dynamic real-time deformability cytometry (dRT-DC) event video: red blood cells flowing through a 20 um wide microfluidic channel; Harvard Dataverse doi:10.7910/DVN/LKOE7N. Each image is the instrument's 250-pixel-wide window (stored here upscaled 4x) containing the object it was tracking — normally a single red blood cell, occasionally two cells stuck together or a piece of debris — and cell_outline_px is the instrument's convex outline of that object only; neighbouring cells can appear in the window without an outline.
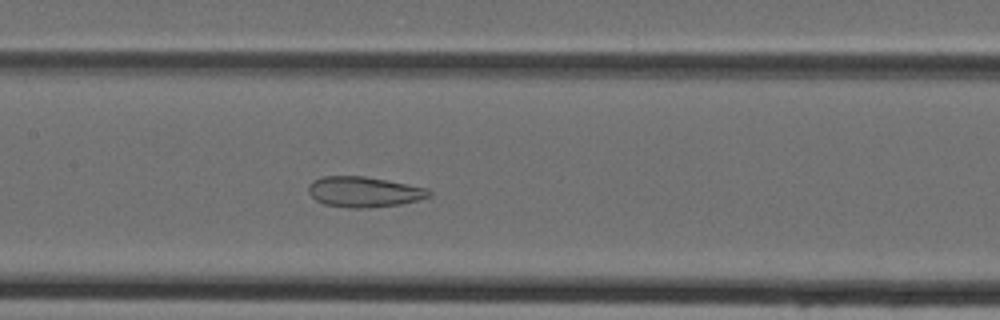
{"species": "Egyptian fruit bat (a non-hibernating species)", "species_latin": "Rousettus aegyptiacus", "temperature_condition": "cold", "stored_images_in_passage": 46, "camera_frame_rate_fps": 3000, "um_per_image_px": 0.085, "animal": {"sex": "female"}, "frame": {"image": 1, "passage_image": 22, "time_ms": 7.0, "image_size_px": [1000, 320], "cell_outline_px": [[432, 196], [420, 200], [400, 204], [368, 208], [352, 208], [324, 204], [316, 200], [308, 192], [308, 188], [312, 180], [324, 176], [364, 176], [428, 188], [432, 192]], "centroid_in_image_um": [30.96, 16.31], "position_along_channel_um": 176.4, "area_um2": 21.44}}
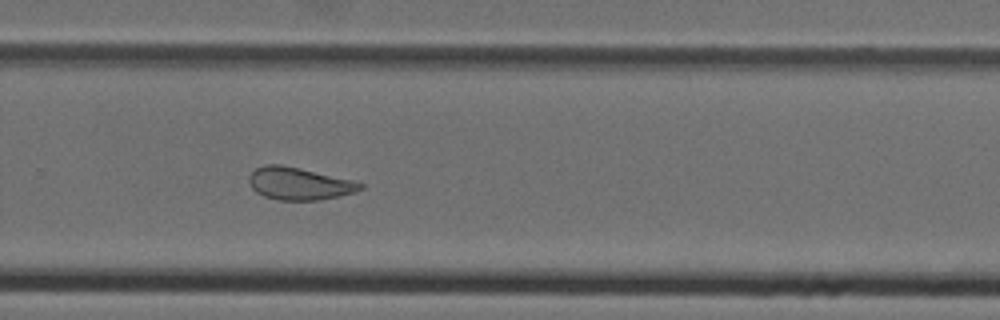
{"frame": {"image": 2, "passage_image": 31, "time_ms": 10.0, "image_size_px": [1000, 320], "cell_outline_px": [[364, 188], [356, 192], [320, 200], [280, 200], [264, 196], [256, 192], [252, 188], [248, 180], [248, 176], [256, 168], [264, 164], [280, 164], [300, 168], [352, 180], [364, 184]], "centroid_in_image_um": [25.42, 15.6], "position_along_channel_um": 304.4, "area_um2": 21.04}}
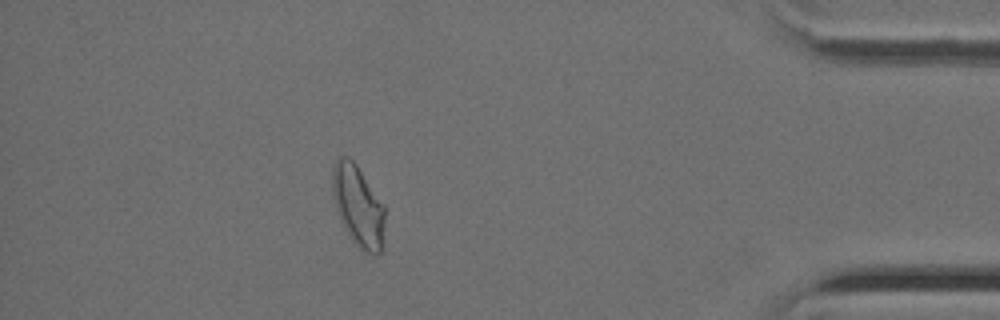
{"frame": {"image": 3, "passage_image": 41, "time_ms": 13.333, "image_size_px": [1000, 320], "cell_outline_px": [[384, 224], [380, 256], [372, 256], [364, 252], [352, 240], [344, 228], [340, 220], [332, 196], [332, 168], [336, 160], [340, 156], [348, 156], [356, 164], [384, 204]], "centroid_in_image_um": [30.43, 17.51], "position_along_channel_um": 404.8, "area_um2": 24.97}}